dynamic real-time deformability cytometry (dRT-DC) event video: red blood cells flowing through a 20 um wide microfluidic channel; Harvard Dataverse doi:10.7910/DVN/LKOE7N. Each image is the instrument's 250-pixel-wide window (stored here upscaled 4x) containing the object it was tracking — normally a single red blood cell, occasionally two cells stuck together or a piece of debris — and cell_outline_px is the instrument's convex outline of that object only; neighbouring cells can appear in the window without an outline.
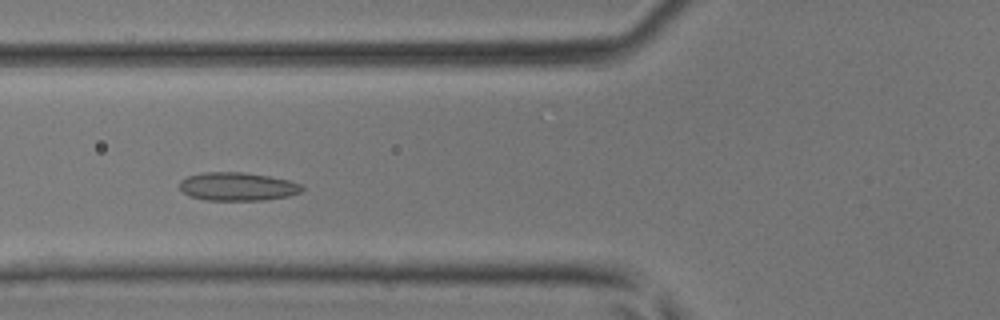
{"species": "common noctule bat (a hibernating species)", "species_latin": "Nyctalus noctula", "temperature_condition": "room temperature", "stored_images_in_passage": 44, "camera_frame_rate_fps": 3000, "um_per_image_px": 0.085, "animal": {"sex": "male", "body_mass_g": 17.9, "forearm_length_mm": 54.2}, "frame": {"image": 1, "passage_image": 14, "time_ms": 4.333, "image_size_px": [1000, 320], "cell_outline_px": [[304, 188], [300, 192], [288, 196], [264, 200], [204, 200], [188, 196], [180, 188], [180, 180], [188, 176], [204, 172], [244, 172], [268, 176], [288, 180], [300, 184]], "centroid_in_image_um": [20.16, 15.86], "position_along_channel_um": 105.6, "area_um2": 20.17}}
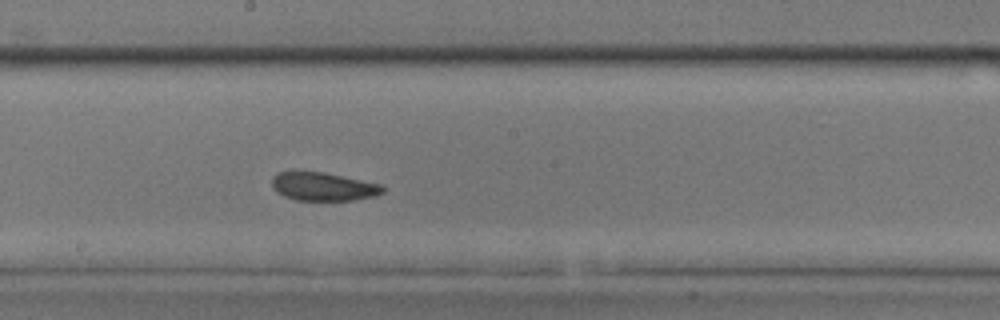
{"frame": {"image": 2, "passage_image": 22, "time_ms": 7.0, "image_size_px": [1000, 320], "cell_outline_px": [[384, 192], [372, 196], [352, 200], [296, 200], [284, 196], [276, 192], [272, 188], [272, 176], [276, 172], [292, 168], [296, 168], [324, 172], [380, 184], [384, 188]], "centroid_in_image_um": [27.34, 15.8], "position_along_channel_um": 220.9, "area_um2": 18.9}}
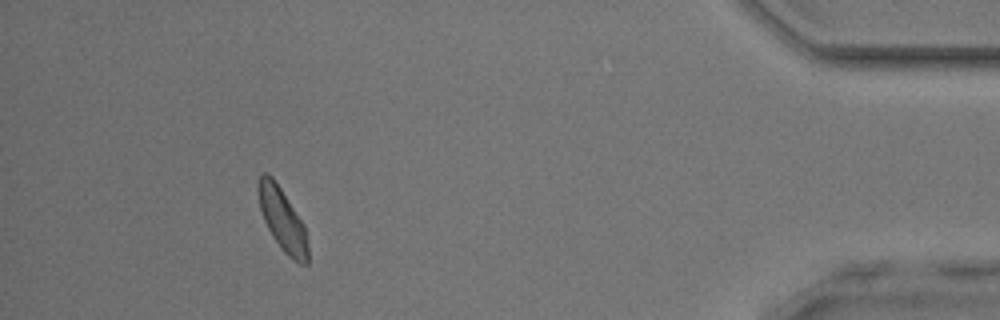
{"frame": {"image": 3, "passage_image": 39, "time_ms": 12.667, "image_size_px": [1000, 320], "cell_outline_px": [[308, 264], [300, 264], [292, 260], [284, 252], [272, 236], [264, 220], [260, 208], [260, 176], [264, 172], [268, 172], [272, 176], [304, 224], [308, 248]], "centroid_in_image_um": [24.05, 18.73], "position_along_channel_um": 411.2, "area_um2": 17.63}}